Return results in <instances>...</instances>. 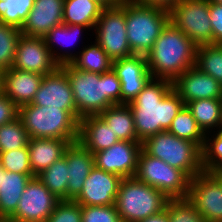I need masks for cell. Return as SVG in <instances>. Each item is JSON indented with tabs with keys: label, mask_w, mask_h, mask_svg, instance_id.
<instances>
[{
	"label": "cell",
	"mask_w": 222,
	"mask_h": 222,
	"mask_svg": "<svg viewBox=\"0 0 222 222\" xmlns=\"http://www.w3.org/2000/svg\"><path fill=\"white\" fill-rule=\"evenodd\" d=\"M134 115L138 139L169 129L184 102L173 90L172 81L151 78L136 98L128 104Z\"/></svg>",
	"instance_id": "obj_1"
},
{
	"label": "cell",
	"mask_w": 222,
	"mask_h": 222,
	"mask_svg": "<svg viewBox=\"0 0 222 222\" xmlns=\"http://www.w3.org/2000/svg\"><path fill=\"white\" fill-rule=\"evenodd\" d=\"M60 68L69 78L78 122L121 104V83L112 68L102 74L78 70L71 63L61 64Z\"/></svg>",
	"instance_id": "obj_2"
},
{
	"label": "cell",
	"mask_w": 222,
	"mask_h": 222,
	"mask_svg": "<svg viewBox=\"0 0 222 222\" xmlns=\"http://www.w3.org/2000/svg\"><path fill=\"white\" fill-rule=\"evenodd\" d=\"M197 45L170 22L162 29L152 50L146 55L152 78L174 81L196 65Z\"/></svg>",
	"instance_id": "obj_3"
},
{
	"label": "cell",
	"mask_w": 222,
	"mask_h": 222,
	"mask_svg": "<svg viewBox=\"0 0 222 222\" xmlns=\"http://www.w3.org/2000/svg\"><path fill=\"white\" fill-rule=\"evenodd\" d=\"M18 117L29 138L78 140L79 122L67 110L30 103L19 107Z\"/></svg>",
	"instance_id": "obj_4"
},
{
	"label": "cell",
	"mask_w": 222,
	"mask_h": 222,
	"mask_svg": "<svg viewBox=\"0 0 222 222\" xmlns=\"http://www.w3.org/2000/svg\"><path fill=\"white\" fill-rule=\"evenodd\" d=\"M127 40L131 51L146 56L169 22L166 9L142 6L133 0H125Z\"/></svg>",
	"instance_id": "obj_5"
},
{
	"label": "cell",
	"mask_w": 222,
	"mask_h": 222,
	"mask_svg": "<svg viewBox=\"0 0 222 222\" xmlns=\"http://www.w3.org/2000/svg\"><path fill=\"white\" fill-rule=\"evenodd\" d=\"M168 201L158 189L134 176L121 180L115 206L122 222H140L161 213Z\"/></svg>",
	"instance_id": "obj_6"
},
{
	"label": "cell",
	"mask_w": 222,
	"mask_h": 222,
	"mask_svg": "<svg viewBox=\"0 0 222 222\" xmlns=\"http://www.w3.org/2000/svg\"><path fill=\"white\" fill-rule=\"evenodd\" d=\"M142 149L171 167L183 171L190 179L204 171L202 149L195 143L162 131L142 142Z\"/></svg>",
	"instance_id": "obj_7"
},
{
	"label": "cell",
	"mask_w": 222,
	"mask_h": 222,
	"mask_svg": "<svg viewBox=\"0 0 222 222\" xmlns=\"http://www.w3.org/2000/svg\"><path fill=\"white\" fill-rule=\"evenodd\" d=\"M135 177L158 189L169 199L188 197L190 178L180 169L148 155L143 149L139 153Z\"/></svg>",
	"instance_id": "obj_8"
},
{
	"label": "cell",
	"mask_w": 222,
	"mask_h": 222,
	"mask_svg": "<svg viewBox=\"0 0 222 222\" xmlns=\"http://www.w3.org/2000/svg\"><path fill=\"white\" fill-rule=\"evenodd\" d=\"M125 0L116 6L104 7L96 22L94 31L95 41L114 61L132 56L126 31Z\"/></svg>",
	"instance_id": "obj_9"
},
{
	"label": "cell",
	"mask_w": 222,
	"mask_h": 222,
	"mask_svg": "<svg viewBox=\"0 0 222 222\" xmlns=\"http://www.w3.org/2000/svg\"><path fill=\"white\" fill-rule=\"evenodd\" d=\"M168 12L169 22L197 46L212 44L208 0H181Z\"/></svg>",
	"instance_id": "obj_10"
},
{
	"label": "cell",
	"mask_w": 222,
	"mask_h": 222,
	"mask_svg": "<svg viewBox=\"0 0 222 222\" xmlns=\"http://www.w3.org/2000/svg\"><path fill=\"white\" fill-rule=\"evenodd\" d=\"M60 201L35 176L27 183L18 207L9 220L12 222H46Z\"/></svg>",
	"instance_id": "obj_11"
},
{
	"label": "cell",
	"mask_w": 222,
	"mask_h": 222,
	"mask_svg": "<svg viewBox=\"0 0 222 222\" xmlns=\"http://www.w3.org/2000/svg\"><path fill=\"white\" fill-rule=\"evenodd\" d=\"M187 199L207 222H222V185L210 171L190 179Z\"/></svg>",
	"instance_id": "obj_12"
},
{
	"label": "cell",
	"mask_w": 222,
	"mask_h": 222,
	"mask_svg": "<svg viewBox=\"0 0 222 222\" xmlns=\"http://www.w3.org/2000/svg\"><path fill=\"white\" fill-rule=\"evenodd\" d=\"M60 67L42 37L21 34L11 68L49 75Z\"/></svg>",
	"instance_id": "obj_13"
},
{
	"label": "cell",
	"mask_w": 222,
	"mask_h": 222,
	"mask_svg": "<svg viewBox=\"0 0 222 222\" xmlns=\"http://www.w3.org/2000/svg\"><path fill=\"white\" fill-rule=\"evenodd\" d=\"M141 149V141L120 140L107 149L93 153L94 165L122 178L134 177Z\"/></svg>",
	"instance_id": "obj_14"
},
{
	"label": "cell",
	"mask_w": 222,
	"mask_h": 222,
	"mask_svg": "<svg viewBox=\"0 0 222 222\" xmlns=\"http://www.w3.org/2000/svg\"><path fill=\"white\" fill-rule=\"evenodd\" d=\"M31 104L67 110L77 120V110L67 74L59 67L44 75Z\"/></svg>",
	"instance_id": "obj_15"
},
{
	"label": "cell",
	"mask_w": 222,
	"mask_h": 222,
	"mask_svg": "<svg viewBox=\"0 0 222 222\" xmlns=\"http://www.w3.org/2000/svg\"><path fill=\"white\" fill-rule=\"evenodd\" d=\"M112 69L121 83V104L131 103L152 78L143 55L133 54L114 60Z\"/></svg>",
	"instance_id": "obj_16"
},
{
	"label": "cell",
	"mask_w": 222,
	"mask_h": 222,
	"mask_svg": "<svg viewBox=\"0 0 222 222\" xmlns=\"http://www.w3.org/2000/svg\"><path fill=\"white\" fill-rule=\"evenodd\" d=\"M122 179L94 166L85 179L80 194L73 201L81 206L115 205Z\"/></svg>",
	"instance_id": "obj_17"
},
{
	"label": "cell",
	"mask_w": 222,
	"mask_h": 222,
	"mask_svg": "<svg viewBox=\"0 0 222 222\" xmlns=\"http://www.w3.org/2000/svg\"><path fill=\"white\" fill-rule=\"evenodd\" d=\"M172 85L184 105L199 99H222V85L196 66L178 76Z\"/></svg>",
	"instance_id": "obj_18"
},
{
	"label": "cell",
	"mask_w": 222,
	"mask_h": 222,
	"mask_svg": "<svg viewBox=\"0 0 222 222\" xmlns=\"http://www.w3.org/2000/svg\"><path fill=\"white\" fill-rule=\"evenodd\" d=\"M64 0H35L21 33L29 37H44L53 27L63 24Z\"/></svg>",
	"instance_id": "obj_19"
},
{
	"label": "cell",
	"mask_w": 222,
	"mask_h": 222,
	"mask_svg": "<svg viewBox=\"0 0 222 222\" xmlns=\"http://www.w3.org/2000/svg\"><path fill=\"white\" fill-rule=\"evenodd\" d=\"M63 156L68 164L67 200H74L95 166L94 155L77 140L69 143Z\"/></svg>",
	"instance_id": "obj_20"
},
{
	"label": "cell",
	"mask_w": 222,
	"mask_h": 222,
	"mask_svg": "<svg viewBox=\"0 0 222 222\" xmlns=\"http://www.w3.org/2000/svg\"><path fill=\"white\" fill-rule=\"evenodd\" d=\"M44 75L10 68L2 73V92L18 107L30 104Z\"/></svg>",
	"instance_id": "obj_21"
},
{
	"label": "cell",
	"mask_w": 222,
	"mask_h": 222,
	"mask_svg": "<svg viewBox=\"0 0 222 222\" xmlns=\"http://www.w3.org/2000/svg\"><path fill=\"white\" fill-rule=\"evenodd\" d=\"M78 141L87 150L95 153L111 147L120 140L99 115H89L79 120Z\"/></svg>",
	"instance_id": "obj_22"
},
{
	"label": "cell",
	"mask_w": 222,
	"mask_h": 222,
	"mask_svg": "<svg viewBox=\"0 0 222 222\" xmlns=\"http://www.w3.org/2000/svg\"><path fill=\"white\" fill-rule=\"evenodd\" d=\"M84 31L89 32L90 30H88V28L83 25L61 24L59 26L53 27L43 37L45 40L46 46L49 48V51L51 52L53 58L59 63V65L64 64V63H70L75 58V53H73L75 50L73 49L72 51L71 49L68 51L67 49L71 45L73 46L74 43H75L74 46H76L77 40L80 43L79 38L84 37L82 36ZM58 44H59V47L61 48L59 50L57 49Z\"/></svg>",
	"instance_id": "obj_23"
},
{
	"label": "cell",
	"mask_w": 222,
	"mask_h": 222,
	"mask_svg": "<svg viewBox=\"0 0 222 222\" xmlns=\"http://www.w3.org/2000/svg\"><path fill=\"white\" fill-rule=\"evenodd\" d=\"M69 141L56 138H29V160L34 176L50 167L65 152Z\"/></svg>",
	"instance_id": "obj_24"
},
{
	"label": "cell",
	"mask_w": 222,
	"mask_h": 222,
	"mask_svg": "<svg viewBox=\"0 0 222 222\" xmlns=\"http://www.w3.org/2000/svg\"><path fill=\"white\" fill-rule=\"evenodd\" d=\"M33 174L1 171L0 219H9L16 211L22 192Z\"/></svg>",
	"instance_id": "obj_25"
},
{
	"label": "cell",
	"mask_w": 222,
	"mask_h": 222,
	"mask_svg": "<svg viewBox=\"0 0 222 222\" xmlns=\"http://www.w3.org/2000/svg\"><path fill=\"white\" fill-rule=\"evenodd\" d=\"M103 8L97 0H64L63 24L83 25L93 31Z\"/></svg>",
	"instance_id": "obj_26"
},
{
	"label": "cell",
	"mask_w": 222,
	"mask_h": 222,
	"mask_svg": "<svg viewBox=\"0 0 222 222\" xmlns=\"http://www.w3.org/2000/svg\"><path fill=\"white\" fill-rule=\"evenodd\" d=\"M99 116L111 127L119 140L140 141L135 130L134 115L129 105H113Z\"/></svg>",
	"instance_id": "obj_27"
},
{
	"label": "cell",
	"mask_w": 222,
	"mask_h": 222,
	"mask_svg": "<svg viewBox=\"0 0 222 222\" xmlns=\"http://www.w3.org/2000/svg\"><path fill=\"white\" fill-rule=\"evenodd\" d=\"M186 106L205 134L222 131V99L193 100Z\"/></svg>",
	"instance_id": "obj_28"
},
{
	"label": "cell",
	"mask_w": 222,
	"mask_h": 222,
	"mask_svg": "<svg viewBox=\"0 0 222 222\" xmlns=\"http://www.w3.org/2000/svg\"><path fill=\"white\" fill-rule=\"evenodd\" d=\"M93 42L76 51L70 63L78 70L102 74L112 68V60L96 41Z\"/></svg>",
	"instance_id": "obj_29"
},
{
	"label": "cell",
	"mask_w": 222,
	"mask_h": 222,
	"mask_svg": "<svg viewBox=\"0 0 222 222\" xmlns=\"http://www.w3.org/2000/svg\"><path fill=\"white\" fill-rule=\"evenodd\" d=\"M167 131L178 138L195 142L201 149L204 146L206 134L199 127L186 105L177 113Z\"/></svg>",
	"instance_id": "obj_30"
},
{
	"label": "cell",
	"mask_w": 222,
	"mask_h": 222,
	"mask_svg": "<svg viewBox=\"0 0 222 222\" xmlns=\"http://www.w3.org/2000/svg\"><path fill=\"white\" fill-rule=\"evenodd\" d=\"M68 164L66 158L62 156L50 167L37 175L38 179L54 194L58 199L67 200L68 184Z\"/></svg>",
	"instance_id": "obj_31"
},
{
	"label": "cell",
	"mask_w": 222,
	"mask_h": 222,
	"mask_svg": "<svg viewBox=\"0 0 222 222\" xmlns=\"http://www.w3.org/2000/svg\"><path fill=\"white\" fill-rule=\"evenodd\" d=\"M195 66L222 85V44L197 46Z\"/></svg>",
	"instance_id": "obj_32"
},
{
	"label": "cell",
	"mask_w": 222,
	"mask_h": 222,
	"mask_svg": "<svg viewBox=\"0 0 222 222\" xmlns=\"http://www.w3.org/2000/svg\"><path fill=\"white\" fill-rule=\"evenodd\" d=\"M35 0H0V22L21 30Z\"/></svg>",
	"instance_id": "obj_33"
},
{
	"label": "cell",
	"mask_w": 222,
	"mask_h": 222,
	"mask_svg": "<svg viewBox=\"0 0 222 222\" xmlns=\"http://www.w3.org/2000/svg\"><path fill=\"white\" fill-rule=\"evenodd\" d=\"M28 134L20 118L0 126V152L26 147Z\"/></svg>",
	"instance_id": "obj_34"
},
{
	"label": "cell",
	"mask_w": 222,
	"mask_h": 222,
	"mask_svg": "<svg viewBox=\"0 0 222 222\" xmlns=\"http://www.w3.org/2000/svg\"><path fill=\"white\" fill-rule=\"evenodd\" d=\"M21 30L0 22V70L12 67Z\"/></svg>",
	"instance_id": "obj_35"
},
{
	"label": "cell",
	"mask_w": 222,
	"mask_h": 222,
	"mask_svg": "<svg viewBox=\"0 0 222 222\" xmlns=\"http://www.w3.org/2000/svg\"><path fill=\"white\" fill-rule=\"evenodd\" d=\"M202 166L204 171L222 168V131L206 134L202 148Z\"/></svg>",
	"instance_id": "obj_36"
},
{
	"label": "cell",
	"mask_w": 222,
	"mask_h": 222,
	"mask_svg": "<svg viewBox=\"0 0 222 222\" xmlns=\"http://www.w3.org/2000/svg\"><path fill=\"white\" fill-rule=\"evenodd\" d=\"M165 209L170 222H207L187 199H169Z\"/></svg>",
	"instance_id": "obj_37"
},
{
	"label": "cell",
	"mask_w": 222,
	"mask_h": 222,
	"mask_svg": "<svg viewBox=\"0 0 222 222\" xmlns=\"http://www.w3.org/2000/svg\"><path fill=\"white\" fill-rule=\"evenodd\" d=\"M0 163L6 171L33 174L30 166L28 146L0 152Z\"/></svg>",
	"instance_id": "obj_38"
},
{
	"label": "cell",
	"mask_w": 222,
	"mask_h": 222,
	"mask_svg": "<svg viewBox=\"0 0 222 222\" xmlns=\"http://www.w3.org/2000/svg\"><path fill=\"white\" fill-rule=\"evenodd\" d=\"M81 222H122L115 205L81 206Z\"/></svg>",
	"instance_id": "obj_39"
},
{
	"label": "cell",
	"mask_w": 222,
	"mask_h": 222,
	"mask_svg": "<svg viewBox=\"0 0 222 222\" xmlns=\"http://www.w3.org/2000/svg\"><path fill=\"white\" fill-rule=\"evenodd\" d=\"M81 205L73 200L60 201L46 222H81Z\"/></svg>",
	"instance_id": "obj_40"
},
{
	"label": "cell",
	"mask_w": 222,
	"mask_h": 222,
	"mask_svg": "<svg viewBox=\"0 0 222 222\" xmlns=\"http://www.w3.org/2000/svg\"><path fill=\"white\" fill-rule=\"evenodd\" d=\"M209 15L212 26V44H222V5L209 2Z\"/></svg>",
	"instance_id": "obj_41"
},
{
	"label": "cell",
	"mask_w": 222,
	"mask_h": 222,
	"mask_svg": "<svg viewBox=\"0 0 222 222\" xmlns=\"http://www.w3.org/2000/svg\"><path fill=\"white\" fill-rule=\"evenodd\" d=\"M18 115L19 107L3 92H0V126L15 120Z\"/></svg>",
	"instance_id": "obj_42"
},
{
	"label": "cell",
	"mask_w": 222,
	"mask_h": 222,
	"mask_svg": "<svg viewBox=\"0 0 222 222\" xmlns=\"http://www.w3.org/2000/svg\"><path fill=\"white\" fill-rule=\"evenodd\" d=\"M133 1L142 6L159 7L169 11L181 0H133Z\"/></svg>",
	"instance_id": "obj_43"
},
{
	"label": "cell",
	"mask_w": 222,
	"mask_h": 222,
	"mask_svg": "<svg viewBox=\"0 0 222 222\" xmlns=\"http://www.w3.org/2000/svg\"><path fill=\"white\" fill-rule=\"evenodd\" d=\"M140 222H170L167 210H163L161 213L150 216Z\"/></svg>",
	"instance_id": "obj_44"
},
{
	"label": "cell",
	"mask_w": 222,
	"mask_h": 222,
	"mask_svg": "<svg viewBox=\"0 0 222 222\" xmlns=\"http://www.w3.org/2000/svg\"><path fill=\"white\" fill-rule=\"evenodd\" d=\"M104 7L116 6L121 3L122 0H97Z\"/></svg>",
	"instance_id": "obj_45"
},
{
	"label": "cell",
	"mask_w": 222,
	"mask_h": 222,
	"mask_svg": "<svg viewBox=\"0 0 222 222\" xmlns=\"http://www.w3.org/2000/svg\"><path fill=\"white\" fill-rule=\"evenodd\" d=\"M220 182L222 185V168L214 169L210 171Z\"/></svg>",
	"instance_id": "obj_46"
},
{
	"label": "cell",
	"mask_w": 222,
	"mask_h": 222,
	"mask_svg": "<svg viewBox=\"0 0 222 222\" xmlns=\"http://www.w3.org/2000/svg\"><path fill=\"white\" fill-rule=\"evenodd\" d=\"M2 73L3 71L0 70V92H2Z\"/></svg>",
	"instance_id": "obj_47"
},
{
	"label": "cell",
	"mask_w": 222,
	"mask_h": 222,
	"mask_svg": "<svg viewBox=\"0 0 222 222\" xmlns=\"http://www.w3.org/2000/svg\"><path fill=\"white\" fill-rule=\"evenodd\" d=\"M209 2L212 3H217V4H221L222 5V0H208Z\"/></svg>",
	"instance_id": "obj_48"
},
{
	"label": "cell",
	"mask_w": 222,
	"mask_h": 222,
	"mask_svg": "<svg viewBox=\"0 0 222 222\" xmlns=\"http://www.w3.org/2000/svg\"><path fill=\"white\" fill-rule=\"evenodd\" d=\"M0 222H12L9 219H0Z\"/></svg>",
	"instance_id": "obj_49"
},
{
	"label": "cell",
	"mask_w": 222,
	"mask_h": 222,
	"mask_svg": "<svg viewBox=\"0 0 222 222\" xmlns=\"http://www.w3.org/2000/svg\"><path fill=\"white\" fill-rule=\"evenodd\" d=\"M4 168L2 167L1 163H0V179H1V171H3ZM1 184V183H0Z\"/></svg>",
	"instance_id": "obj_50"
}]
</instances>
